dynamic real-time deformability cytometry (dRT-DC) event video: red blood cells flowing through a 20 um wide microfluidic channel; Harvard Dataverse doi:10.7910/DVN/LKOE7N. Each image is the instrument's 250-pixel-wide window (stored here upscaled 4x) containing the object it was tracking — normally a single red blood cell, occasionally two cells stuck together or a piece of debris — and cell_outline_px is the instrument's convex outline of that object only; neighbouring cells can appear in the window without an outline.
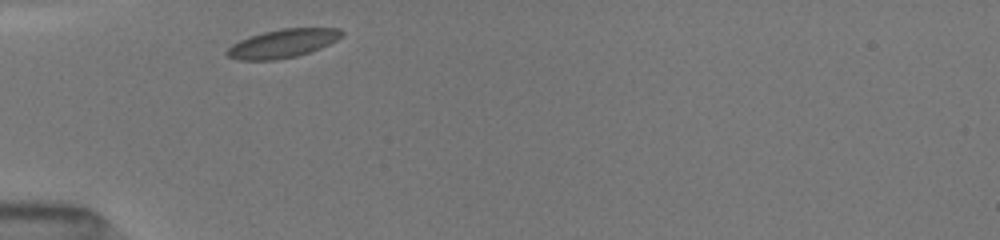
{"species": "common noctule bat (a hibernating species)", "species_latin": "Nyctalus noctula", "temperature_condition": "room temperature", "stored_images_in_passage": 26, "camera_frame_rate_fps": 3000, "um_per_image_px": 0.085, "animal": {"sex": "female", "body_mass_g": 19.5, "forearm_length_mm": 54.1}, "frame": {"image": 1, "passage_image": 1, "time_ms": 0.0, "image_size_px": [1000, 240], "cell_outline_px": [[344, 36], [320, 48], [296, 56], [276, 60], [236, 60], [228, 56], [224, 52], [232, 44], [248, 36], [280, 28], [340, 28], [344, 32]], "centroid_in_image_um": [24.02, 3.69], "position_along_channel_um": 61.0, "area_um2": 19.13}}
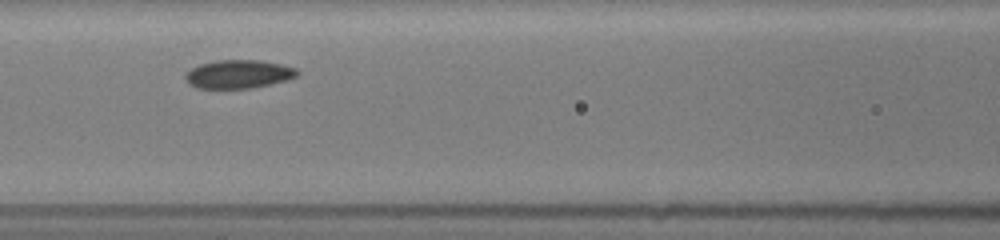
{"frame": {"image": 2, "passage_image": 10, "time_ms": 2.333, "image_size_px": [1000, 240], "cell_outline_px": [[300, 72], [296, 76], [284, 80], [252, 88], [196, 88], [188, 84], [184, 76], [192, 68], [200, 64], [216, 60], [260, 60], [280, 64], [296, 68]], "centroid_in_image_um": [20.25, 6.3], "position_along_channel_um": 146.4, "area_um2": 18.38}}
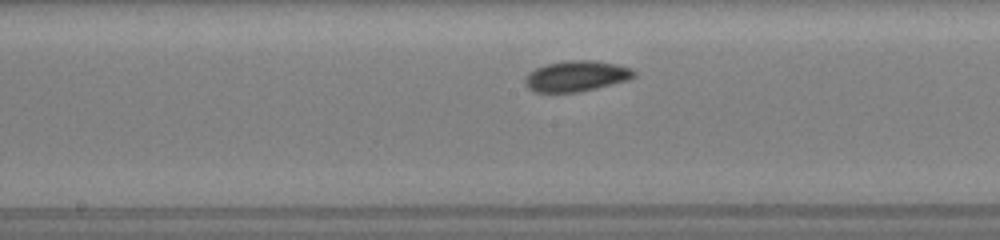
{"frame": {"image": 3, "passage_image": 16, "time_ms": 3.667, "image_size_px": [1000, 240], "cell_outline_px": [[636, 76], [628, 80], [580, 92], [536, 92], [528, 88], [524, 80], [536, 68], [548, 64], [564, 60], [592, 60], [616, 64], [632, 68], [636, 72]], "centroid_in_image_um": [49.04, 6.46], "position_along_channel_um": 199.2, "area_um2": 19.36}}